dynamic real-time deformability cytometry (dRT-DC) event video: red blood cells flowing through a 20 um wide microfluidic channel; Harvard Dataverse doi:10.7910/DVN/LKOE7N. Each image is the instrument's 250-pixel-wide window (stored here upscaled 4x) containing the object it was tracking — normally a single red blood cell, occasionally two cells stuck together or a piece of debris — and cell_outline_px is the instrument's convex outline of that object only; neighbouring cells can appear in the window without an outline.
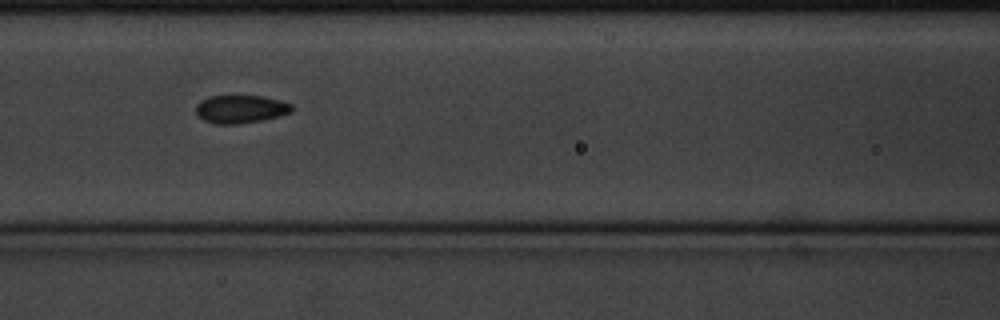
{"species": "common noctule bat (a hibernating species)", "species_latin": "Nyctalus noctula", "temperature_condition": "cold", "stored_images_in_passage": 12, "camera_frame_rate_fps": 3000, "um_per_image_px": 0.085, "animal": {"sex": "male", "body_mass_g": 20.1, "forearm_length_mm": 53.5}, "frame": {"image": 1, "passage_image": 3, "time_ms": 0.667, "image_size_px": [1000, 320], "cell_outline_px": [[292, 112], [260, 120], [236, 124], [216, 124], [204, 120], [196, 116], [196, 104], [200, 100], [208, 96], [264, 96], [292, 104]], "centroid_in_image_um": [20.39, 9.26], "position_along_channel_um": 146.2, "area_um2": 15.61}}
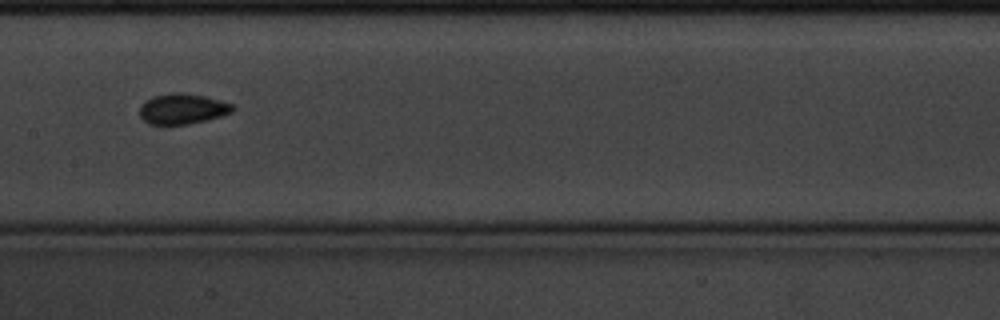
{"frame": {"image": 2, "passage_image": 4, "time_ms": 1.0, "image_size_px": [1000, 320], "cell_outline_px": [[236, 108], [232, 112], [208, 120], [188, 124], [148, 124], [140, 116], [140, 104], [144, 100], [152, 96], [176, 92], [180, 92], [204, 96], [220, 100], [232, 104]], "centroid_in_image_um": [15.5, 9.25], "position_along_channel_um": 191.9, "area_um2": 16.59}}